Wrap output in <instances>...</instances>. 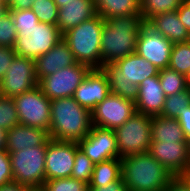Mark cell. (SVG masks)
<instances>
[{"label": "cell", "mask_w": 190, "mask_h": 191, "mask_svg": "<svg viewBox=\"0 0 190 191\" xmlns=\"http://www.w3.org/2000/svg\"><path fill=\"white\" fill-rule=\"evenodd\" d=\"M151 141H187L176 118L152 116Z\"/></svg>", "instance_id": "obj_24"}, {"label": "cell", "mask_w": 190, "mask_h": 191, "mask_svg": "<svg viewBox=\"0 0 190 191\" xmlns=\"http://www.w3.org/2000/svg\"><path fill=\"white\" fill-rule=\"evenodd\" d=\"M47 145L33 146L9 153L14 182L28 189H41L46 181Z\"/></svg>", "instance_id": "obj_6"}, {"label": "cell", "mask_w": 190, "mask_h": 191, "mask_svg": "<svg viewBox=\"0 0 190 191\" xmlns=\"http://www.w3.org/2000/svg\"><path fill=\"white\" fill-rule=\"evenodd\" d=\"M173 43L144 22L139 30L136 52L158 70L169 67Z\"/></svg>", "instance_id": "obj_11"}, {"label": "cell", "mask_w": 190, "mask_h": 191, "mask_svg": "<svg viewBox=\"0 0 190 191\" xmlns=\"http://www.w3.org/2000/svg\"><path fill=\"white\" fill-rule=\"evenodd\" d=\"M141 16L144 22H148L152 17L177 10L183 0H140Z\"/></svg>", "instance_id": "obj_27"}, {"label": "cell", "mask_w": 190, "mask_h": 191, "mask_svg": "<svg viewBox=\"0 0 190 191\" xmlns=\"http://www.w3.org/2000/svg\"><path fill=\"white\" fill-rule=\"evenodd\" d=\"M37 85L34 60L16 56L0 81V96L14 98Z\"/></svg>", "instance_id": "obj_12"}, {"label": "cell", "mask_w": 190, "mask_h": 191, "mask_svg": "<svg viewBox=\"0 0 190 191\" xmlns=\"http://www.w3.org/2000/svg\"><path fill=\"white\" fill-rule=\"evenodd\" d=\"M1 1L9 5L13 0H1Z\"/></svg>", "instance_id": "obj_49"}, {"label": "cell", "mask_w": 190, "mask_h": 191, "mask_svg": "<svg viewBox=\"0 0 190 191\" xmlns=\"http://www.w3.org/2000/svg\"><path fill=\"white\" fill-rule=\"evenodd\" d=\"M16 56L13 47L0 46V81Z\"/></svg>", "instance_id": "obj_37"}, {"label": "cell", "mask_w": 190, "mask_h": 191, "mask_svg": "<svg viewBox=\"0 0 190 191\" xmlns=\"http://www.w3.org/2000/svg\"><path fill=\"white\" fill-rule=\"evenodd\" d=\"M169 68L178 73L186 74L190 68V42L173 44Z\"/></svg>", "instance_id": "obj_29"}, {"label": "cell", "mask_w": 190, "mask_h": 191, "mask_svg": "<svg viewBox=\"0 0 190 191\" xmlns=\"http://www.w3.org/2000/svg\"><path fill=\"white\" fill-rule=\"evenodd\" d=\"M7 130L0 127V148H5Z\"/></svg>", "instance_id": "obj_44"}, {"label": "cell", "mask_w": 190, "mask_h": 191, "mask_svg": "<svg viewBox=\"0 0 190 191\" xmlns=\"http://www.w3.org/2000/svg\"><path fill=\"white\" fill-rule=\"evenodd\" d=\"M13 181L9 152L5 148H0V187Z\"/></svg>", "instance_id": "obj_36"}, {"label": "cell", "mask_w": 190, "mask_h": 191, "mask_svg": "<svg viewBox=\"0 0 190 191\" xmlns=\"http://www.w3.org/2000/svg\"><path fill=\"white\" fill-rule=\"evenodd\" d=\"M29 191H41L40 189H30Z\"/></svg>", "instance_id": "obj_51"}, {"label": "cell", "mask_w": 190, "mask_h": 191, "mask_svg": "<svg viewBox=\"0 0 190 191\" xmlns=\"http://www.w3.org/2000/svg\"><path fill=\"white\" fill-rule=\"evenodd\" d=\"M152 116L134 112L121 126L114 129L119 158L149 152Z\"/></svg>", "instance_id": "obj_7"}, {"label": "cell", "mask_w": 190, "mask_h": 191, "mask_svg": "<svg viewBox=\"0 0 190 191\" xmlns=\"http://www.w3.org/2000/svg\"><path fill=\"white\" fill-rule=\"evenodd\" d=\"M141 15L106 19L101 33V68L136 52Z\"/></svg>", "instance_id": "obj_1"}, {"label": "cell", "mask_w": 190, "mask_h": 191, "mask_svg": "<svg viewBox=\"0 0 190 191\" xmlns=\"http://www.w3.org/2000/svg\"><path fill=\"white\" fill-rule=\"evenodd\" d=\"M147 23L173 44L189 41V32L179 20L177 10L156 15Z\"/></svg>", "instance_id": "obj_22"}, {"label": "cell", "mask_w": 190, "mask_h": 191, "mask_svg": "<svg viewBox=\"0 0 190 191\" xmlns=\"http://www.w3.org/2000/svg\"><path fill=\"white\" fill-rule=\"evenodd\" d=\"M96 14L94 0H76L59 8L56 25L63 35Z\"/></svg>", "instance_id": "obj_21"}, {"label": "cell", "mask_w": 190, "mask_h": 191, "mask_svg": "<svg viewBox=\"0 0 190 191\" xmlns=\"http://www.w3.org/2000/svg\"><path fill=\"white\" fill-rule=\"evenodd\" d=\"M94 165L92 160L82 150L78 149L75 154L71 177L89 184Z\"/></svg>", "instance_id": "obj_31"}, {"label": "cell", "mask_w": 190, "mask_h": 191, "mask_svg": "<svg viewBox=\"0 0 190 191\" xmlns=\"http://www.w3.org/2000/svg\"><path fill=\"white\" fill-rule=\"evenodd\" d=\"M105 20L98 14L63 34L77 63L101 68V33Z\"/></svg>", "instance_id": "obj_5"}, {"label": "cell", "mask_w": 190, "mask_h": 191, "mask_svg": "<svg viewBox=\"0 0 190 191\" xmlns=\"http://www.w3.org/2000/svg\"><path fill=\"white\" fill-rule=\"evenodd\" d=\"M178 17L190 34V2L183 1L177 9Z\"/></svg>", "instance_id": "obj_38"}, {"label": "cell", "mask_w": 190, "mask_h": 191, "mask_svg": "<svg viewBox=\"0 0 190 191\" xmlns=\"http://www.w3.org/2000/svg\"><path fill=\"white\" fill-rule=\"evenodd\" d=\"M138 87V96L135 101L136 111L150 116L160 115L166 95L161 87L159 76L146 78Z\"/></svg>", "instance_id": "obj_19"}, {"label": "cell", "mask_w": 190, "mask_h": 191, "mask_svg": "<svg viewBox=\"0 0 190 191\" xmlns=\"http://www.w3.org/2000/svg\"><path fill=\"white\" fill-rule=\"evenodd\" d=\"M36 0H13L8 6L9 11L31 9Z\"/></svg>", "instance_id": "obj_42"}, {"label": "cell", "mask_w": 190, "mask_h": 191, "mask_svg": "<svg viewBox=\"0 0 190 191\" xmlns=\"http://www.w3.org/2000/svg\"><path fill=\"white\" fill-rule=\"evenodd\" d=\"M184 76L186 77L187 84L190 87V68Z\"/></svg>", "instance_id": "obj_48"}, {"label": "cell", "mask_w": 190, "mask_h": 191, "mask_svg": "<svg viewBox=\"0 0 190 191\" xmlns=\"http://www.w3.org/2000/svg\"><path fill=\"white\" fill-rule=\"evenodd\" d=\"M164 191H190L189 186L179 176H173Z\"/></svg>", "instance_id": "obj_41"}, {"label": "cell", "mask_w": 190, "mask_h": 191, "mask_svg": "<svg viewBox=\"0 0 190 191\" xmlns=\"http://www.w3.org/2000/svg\"><path fill=\"white\" fill-rule=\"evenodd\" d=\"M73 1H76V0H54L56 6L58 8H61V7L65 6L67 3H70Z\"/></svg>", "instance_id": "obj_47"}, {"label": "cell", "mask_w": 190, "mask_h": 191, "mask_svg": "<svg viewBox=\"0 0 190 191\" xmlns=\"http://www.w3.org/2000/svg\"><path fill=\"white\" fill-rule=\"evenodd\" d=\"M78 149L77 142L50 139L45 157L46 180L71 177Z\"/></svg>", "instance_id": "obj_14"}, {"label": "cell", "mask_w": 190, "mask_h": 191, "mask_svg": "<svg viewBox=\"0 0 190 191\" xmlns=\"http://www.w3.org/2000/svg\"><path fill=\"white\" fill-rule=\"evenodd\" d=\"M89 191H127V187L121 177L119 180L105 186H89Z\"/></svg>", "instance_id": "obj_39"}, {"label": "cell", "mask_w": 190, "mask_h": 191, "mask_svg": "<svg viewBox=\"0 0 190 191\" xmlns=\"http://www.w3.org/2000/svg\"><path fill=\"white\" fill-rule=\"evenodd\" d=\"M136 112L135 102L110 93L91 111L92 124L105 129H115Z\"/></svg>", "instance_id": "obj_13"}, {"label": "cell", "mask_w": 190, "mask_h": 191, "mask_svg": "<svg viewBox=\"0 0 190 191\" xmlns=\"http://www.w3.org/2000/svg\"><path fill=\"white\" fill-rule=\"evenodd\" d=\"M62 38L57 25L39 22L31 35H17L13 48L17 56L35 60L50 51Z\"/></svg>", "instance_id": "obj_10"}, {"label": "cell", "mask_w": 190, "mask_h": 191, "mask_svg": "<svg viewBox=\"0 0 190 191\" xmlns=\"http://www.w3.org/2000/svg\"><path fill=\"white\" fill-rule=\"evenodd\" d=\"M18 35L29 36L39 24L38 17L31 9L10 11Z\"/></svg>", "instance_id": "obj_30"}, {"label": "cell", "mask_w": 190, "mask_h": 191, "mask_svg": "<svg viewBox=\"0 0 190 191\" xmlns=\"http://www.w3.org/2000/svg\"><path fill=\"white\" fill-rule=\"evenodd\" d=\"M21 125L50 130L51 100L37 85L13 98Z\"/></svg>", "instance_id": "obj_8"}, {"label": "cell", "mask_w": 190, "mask_h": 191, "mask_svg": "<svg viewBox=\"0 0 190 191\" xmlns=\"http://www.w3.org/2000/svg\"><path fill=\"white\" fill-rule=\"evenodd\" d=\"M90 70V67L76 63L40 79L38 86L50 100L73 97Z\"/></svg>", "instance_id": "obj_9"}, {"label": "cell", "mask_w": 190, "mask_h": 191, "mask_svg": "<svg viewBox=\"0 0 190 191\" xmlns=\"http://www.w3.org/2000/svg\"><path fill=\"white\" fill-rule=\"evenodd\" d=\"M121 177V158H112L94 165L89 186H105Z\"/></svg>", "instance_id": "obj_25"}, {"label": "cell", "mask_w": 190, "mask_h": 191, "mask_svg": "<svg viewBox=\"0 0 190 191\" xmlns=\"http://www.w3.org/2000/svg\"><path fill=\"white\" fill-rule=\"evenodd\" d=\"M149 153L173 176L190 166L188 141H151Z\"/></svg>", "instance_id": "obj_16"}, {"label": "cell", "mask_w": 190, "mask_h": 191, "mask_svg": "<svg viewBox=\"0 0 190 191\" xmlns=\"http://www.w3.org/2000/svg\"><path fill=\"white\" fill-rule=\"evenodd\" d=\"M8 12H9L8 4L4 3L3 1H0V18L5 16Z\"/></svg>", "instance_id": "obj_46"}, {"label": "cell", "mask_w": 190, "mask_h": 191, "mask_svg": "<svg viewBox=\"0 0 190 191\" xmlns=\"http://www.w3.org/2000/svg\"><path fill=\"white\" fill-rule=\"evenodd\" d=\"M31 10L38 17V21L46 24H57L58 10L54 0H36Z\"/></svg>", "instance_id": "obj_33"}, {"label": "cell", "mask_w": 190, "mask_h": 191, "mask_svg": "<svg viewBox=\"0 0 190 191\" xmlns=\"http://www.w3.org/2000/svg\"><path fill=\"white\" fill-rule=\"evenodd\" d=\"M49 140V131L18 124L7 130L5 149L9 153L17 152L33 146L47 145Z\"/></svg>", "instance_id": "obj_20"}, {"label": "cell", "mask_w": 190, "mask_h": 191, "mask_svg": "<svg viewBox=\"0 0 190 191\" xmlns=\"http://www.w3.org/2000/svg\"><path fill=\"white\" fill-rule=\"evenodd\" d=\"M159 81L166 96L173 95L189 88L184 74L168 68L159 70Z\"/></svg>", "instance_id": "obj_26"}, {"label": "cell", "mask_w": 190, "mask_h": 191, "mask_svg": "<svg viewBox=\"0 0 190 191\" xmlns=\"http://www.w3.org/2000/svg\"><path fill=\"white\" fill-rule=\"evenodd\" d=\"M185 183L189 186L190 189V166L179 175Z\"/></svg>", "instance_id": "obj_45"}, {"label": "cell", "mask_w": 190, "mask_h": 191, "mask_svg": "<svg viewBox=\"0 0 190 191\" xmlns=\"http://www.w3.org/2000/svg\"><path fill=\"white\" fill-rule=\"evenodd\" d=\"M109 81L102 68L91 69L73 94V98L90 112L110 94Z\"/></svg>", "instance_id": "obj_17"}, {"label": "cell", "mask_w": 190, "mask_h": 191, "mask_svg": "<svg viewBox=\"0 0 190 191\" xmlns=\"http://www.w3.org/2000/svg\"><path fill=\"white\" fill-rule=\"evenodd\" d=\"M17 35L13 18L9 11L0 18V46L14 47Z\"/></svg>", "instance_id": "obj_35"}, {"label": "cell", "mask_w": 190, "mask_h": 191, "mask_svg": "<svg viewBox=\"0 0 190 191\" xmlns=\"http://www.w3.org/2000/svg\"><path fill=\"white\" fill-rule=\"evenodd\" d=\"M121 174L127 191H164L173 177L149 152L122 158Z\"/></svg>", "instance_id": "obj_4"}, {"label": "cell", "mask_w": 190, "mask_h": 191, "mask_svg": "<svg viewBox=\"0 0 190 191\" xmlns=\"http://www.w3.org/2000/svg\"><path fill=\"white\" fill-rule=\"evenodd\" d=\"M95 10L104 20L112 17L141 15L140 0H94Z\"/></svg>", "instance_id": "obj_23"}, {"label": "cell", "mask_w": 190, "mask_h": 191, "mask_svg": "<svg viewBox=\"0 0 190 191\" xmlns=\"http://www.w3.org/2000/svg\"><path fill=\"white\" fill-rule=\"evenodd\" d=\"M190 106V87L184 91L166 96L164 107L160 116L178 118Z\"/></svg>", "instance_id": "obj_28"}, {"label": "cell", "mask_w": 190, "mask_h": 191, "mask_svg": "<svg viewBox=\"0 0 190 191\" xmlns=\"http://www.w3.org/2000/svg\"><path fill=\"white\" fill-rule=\"evenodd\" d=\"M41 191H89V184L72 177L46 180Z\"/></svg>", "instance_id": "obj_32"}, {"label": "cell", "mask_w": 190, "mask_h": 191, "mask_svg": "<svg viewBox=\"0 0 190 191\" xmlns=\"http://www.w3.org/2000/svg\"><path fill=\"white\" fill-rule=\"evenodd\" d=\"M188 148H189V158H190V141L188 142Z\"/></svg>", "instance_id": "obj_50"}, {"label": "cell", "mask_w": 190, "mask_h": 191, "mask_svg": "<svg viewBox=\"0 0 190 191\" xmlns=\"http://www.w3.org/2000/svg\"><path fill=\"white\" fill-rule=\"evenodd\" d=\"M27 187L18 184L17 182H10L9 184L0 187V191H29Z\"/></svg>", "instance_id": "obj_43"}, {"label": "cell", "mask_w": 190, "mask_h": 191, "mask_svg": "<svg viewBox=\"0 0 190 191\" xmlns=\"http://www.w3.org/2000/svg\"><path fill=\"white\" fill-rule=\"evenodd\" d=\"M20 124L13 98L0 96V127L10 130Z\"/></svg>", "instance_id": "obj_34"}, {"label": "cell", "mask_w": 190, "mask_h": 191, "mask_svg": "<svg viewBox=\"0 0 190 191\" xmlns=\"http://www.w3.org/2000/svg\"><path fill=\"white\" fill-rule=\"evenodd\" d=\"M82 150L94 164L112 158H119L116 135L113 129L92 126L91 131L78 142Z\"/></svg>", "instance_id": "obj_15"}, {"label": "cell", "mask_w": 190, "mask_h": 191, "mask_svg": "<svg viewBox=\"0 0 190 191\" xmlns=\"http://www.w3.org/2000/svg\"><path fill=\"white\" fill-rule=\"evenodd\" d=\"M102 69L108 77L110 92L134 102L141 82L159 73L153 64L137 53L106 64Z\"/></svg>", "instance_id": "obj_3"}, {"label": "cell", "mask_w": 190, "mask_h": 191, "mask_svg": "<svg viewBox=\"0 0 190 191\" xmlns=\"http://www.w3.org/2000/svg\"><path fill=\"white\" fill-rule=\"evenodd\" d=\"M92 126L91 112L73 97L51 100L50 139L78 142Z\"/></svg>", "instance_id": "obj_2"}, {"label": "cell", "mask_w": 190, "mask_h": 191, "mask_svg": "<svg viewBox=\"0 0 190 191\" xmlns=\"http://www.w3.org/2000/svg\"><path fill=\"white\" fill-rule=\"evenodd\" d=\"M177 121L179 122L185 139L189 142L190 141V106L186 108L182 112V114H179Z\"/></svg>", "instance_id": "obj_40"}, {"label": "cell", "mask_w": 190, "mask_h": 191, "mask_svg": "<svg viewBox=\"0 0 190 191\" xmlns=\"http://www.w3.org/2000/svg\"><path fill=\"white\" fill-rule=\"evenodd\" d=\"M34 62L38 81L77 63L69 45L63 38L50 51L38 56Z\"/></svg>", "instance_id": "obj_18"}]
</instances>
